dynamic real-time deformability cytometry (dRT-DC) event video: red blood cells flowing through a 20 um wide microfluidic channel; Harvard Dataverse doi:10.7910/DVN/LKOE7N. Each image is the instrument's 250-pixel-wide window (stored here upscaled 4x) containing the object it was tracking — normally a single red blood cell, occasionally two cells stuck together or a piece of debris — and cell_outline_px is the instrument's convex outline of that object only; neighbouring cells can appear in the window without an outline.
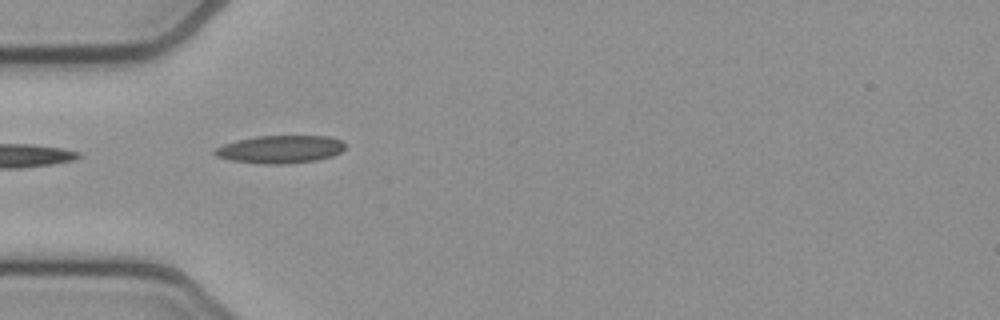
{"species": "common noctule bat (a hibernating species)", "species_latin": "Nyctalus noctula", "temperature_condition": "cold", "stored_images_in_passage": 3, "camera_frame_rate_fps": 3000, "um_per_image_px": 0.085, "animal": {"sex": "female", "body_mass_g": 21.9}, "frame": {"image": 1, "passage_image": 1, "time_ms": 0.0, "image_size_px": [1000, 320], "cell_outline_px": [[344, 148], [340, 152], [332, 156], [316, 160], [288, 164], [264, 164], [228, 160], [216, 156], [212, 152], [216, 148], [224, 144], [236, 140], [256, 136], [328, 136], [340, 140], [344, 144]], "centroid_in_image_um": [23.78, 12.69], "position_along_channel_um": 61.2, "area_um2": 21.15}}